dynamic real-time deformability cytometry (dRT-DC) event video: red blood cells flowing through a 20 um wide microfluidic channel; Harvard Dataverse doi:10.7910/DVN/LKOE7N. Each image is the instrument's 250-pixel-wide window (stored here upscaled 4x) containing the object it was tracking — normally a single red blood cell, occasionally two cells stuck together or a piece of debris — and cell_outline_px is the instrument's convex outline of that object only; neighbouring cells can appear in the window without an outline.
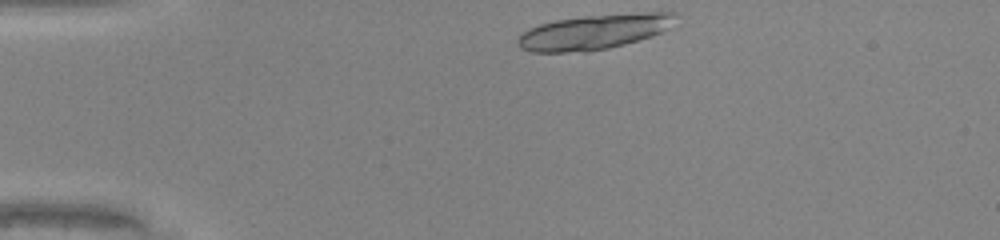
{"species": "common noctule bat (a hibernating species)", "species_latin": "Nyctalus noctula", "temperature_condition": "warm", "stored_images_in_passage": 33, "camera_frame_rate_fps": 3000, "um_per_image_px": 0.085, "animal": {"sex": "male", "body_mass_g": 20.0, "forearm_length_mm": 53.3}, "frame": {"image": 1, "passage_image": 1, "time_ms": 0.0, "image_size_px": [1000, 240], "cell_outline_px": [[680, 12], [668, 28], [660, 32], [624, 44], [608, 48], [588, 52], [532, 52], [520, 48], [516, 44], [516, 40], [524, 32], [540, 24], [556, 20], [584, 16], [648, 12]], "centroid_in_image_um": [50.47, 2.71], "position_along_channel_um": 34.5, "area_um2": 31.85}}
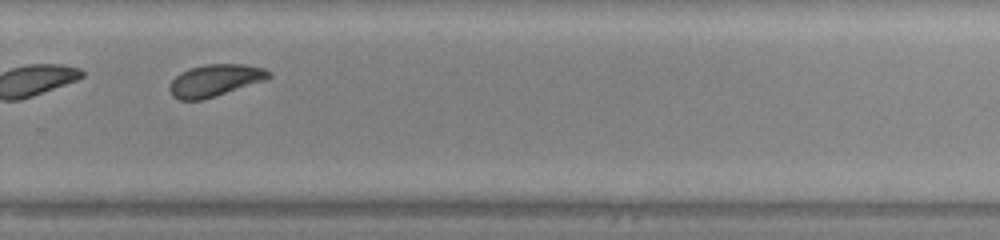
{"frame": {"image": 2, "passage_image": 25, "time_ms": 8.0, "image_size_px": [1000, 240], "cell_outline_px": [[272, 76], [264, 80], [204, 100], [180, 100], [172, 96], [168, 88], [172, 80], [180, 72], [204, 64], [244, 64], [264, 68], [272, 72]], "centroid_in_image_um": [18.27, 6.83], "position_along_channel_um": 311.5, "area_um2": 18.5}}
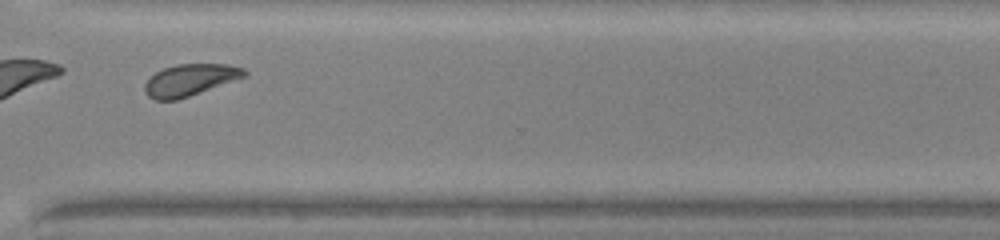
{"frame": {"image": 3, "passage_image": 28, "time_ms": 9.0, "image_size_px": [1000, 240], "cell_outline_px": [[248, 76], [176, 100], [156, 100], [148, 96], [144, 92], [144, 84], [156, 72], [164, 68], [176, 64], [228, 64], [244, 68], [248, 72]], "centroid_in_image_um": [16.17, 6.79], "position_along_channel_um": 354.4, "area_um2": 18.38}, "authors_computed_cell_mechanics": {"area_um2": 18.5538, "velocity_mm_per_s": 4.2257, "shape_relaxation_time_tau1_ms": 3.1256, "shape_relaxation_time_tau2_ms": 1.7387, "deformation_change_tau1": 0.1056, "deformation_change_tau2": 0.0644}}